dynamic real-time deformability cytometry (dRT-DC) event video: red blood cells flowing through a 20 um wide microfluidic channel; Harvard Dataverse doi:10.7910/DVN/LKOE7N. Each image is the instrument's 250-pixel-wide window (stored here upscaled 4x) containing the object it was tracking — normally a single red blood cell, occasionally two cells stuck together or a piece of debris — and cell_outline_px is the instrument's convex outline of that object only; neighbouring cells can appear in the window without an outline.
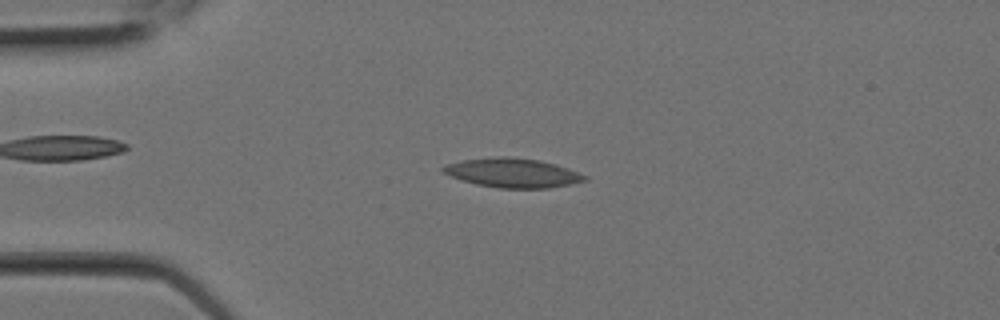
{"species": "Egyptian fruit bat (a non-hibernating species)", "species_latin": "Rousettus aegyptiacus", "temperature_condition": "room temperature", "stored_images_in_passage": 2, "camera_frame_rate_fps": 3000, "um_per_image_px": 0.085, "animal": {"sex": "female"}, "frame": {"image": 1, "passage_image": 2, "time_ms": 0.333, "image_size_px": [1000, 320], "cell_outline_px": [[588, 180], [548, 188], [500, 188], [476, 184], [452, 176], [444, 172], [440, 168], [444, 164], [464, 160], [500, 156], [508, 156], [540, 160], [556, 164], [568, 168], [588, 176]], "centroid_in_image_um": [43.6, 14.68], "position_along_channel_um": 41.4, "area_um2": 23.99}}